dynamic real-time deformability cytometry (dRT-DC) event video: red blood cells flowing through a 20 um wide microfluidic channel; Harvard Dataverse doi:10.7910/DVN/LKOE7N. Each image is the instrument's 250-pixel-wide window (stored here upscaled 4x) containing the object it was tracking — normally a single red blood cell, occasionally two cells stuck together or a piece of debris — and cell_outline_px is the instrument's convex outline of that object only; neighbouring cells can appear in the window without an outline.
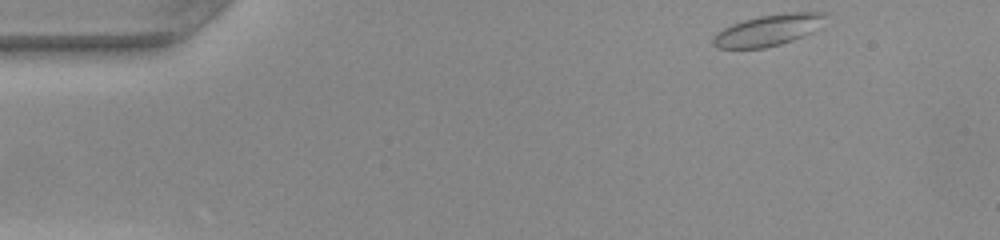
{"species": "common noctule bat (a hibernating species)", "species_latin": "Nyctalus noctula", "temperature_condition": "warm", "stored_images_in_passage": 46, "camera_frame_rate_fps": 3000, "um_per_image_px": 0.085, "animal": {"sex": "female", "body_mass_g": 22.0, "forearm_length_mm": 56.7}, "frame": {"image": 1, "passage_image": 1, "time_ms": 0.0, "image_size_px": [1000, 240], "cell_outline_px": [[828, 12], [820, 28], [804, 36], [780, 44], [764, 48], [716, 48], [712, 44], [712, 36], [716, 32], [732, 24], [744, 20], [760, 16], [792, 12]], "centroid_in_image_um": [65.3, 2.57], "position_along_channel_um": 19.7, "area_um2": 20.52}}
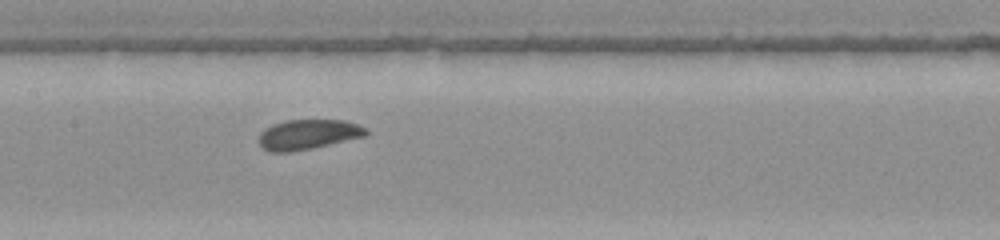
{"frame": {"image": 2, "passage_image": 20, "time_ms": 6.333, "image_size_px": [1000, 240], "cell_outline_px": [[368, 136], [312, 148], [288, 152], [272, 152], [264, 148], [260, 144], [260, 132], [264, 128], [284, 120], [344, 120], [356, 124], [364, 128], [368, 132]], "centroid_in_image_um": [26.2, 11.42], "position_along_channel_um": 181.2, "area_um2": 18.61}}
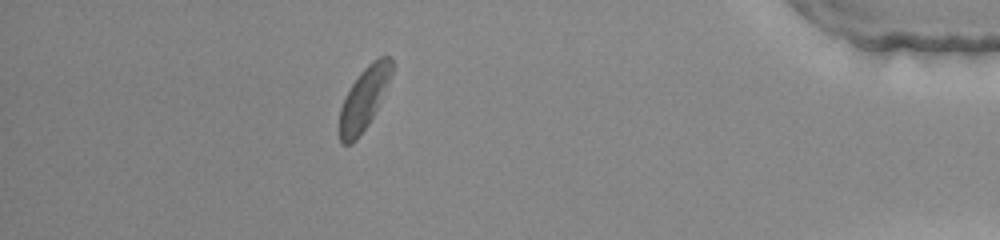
{"frame": {"image": 3, "passage_image": 40, "time_ms": 13.0, "image_size_px": [1000, 240], "cell_outline_px": [[392, 72], [376, 108], [368, 124], [356, 140], [352, 144], [340, 144], [340, 108], [344, 96], [360, 72], [372, 60], [380, 56], [388, 56], [392, 60]], "centroid_in_image_um": [30.9, 8.38], "position_along_channel_um": 404.3, "area_um2": 18.5}, "authors_computed_cell_mechanics": {"area_um2": 18.8717, "velocity_mm_per_s": 4.0445, "shape_relaxation_time_tau1_ms": 1.741, "shape_relaxation_time_tau2_ms": null, "deformation_change_tau1": 0.0849, "deformation_change_tau2": null}}